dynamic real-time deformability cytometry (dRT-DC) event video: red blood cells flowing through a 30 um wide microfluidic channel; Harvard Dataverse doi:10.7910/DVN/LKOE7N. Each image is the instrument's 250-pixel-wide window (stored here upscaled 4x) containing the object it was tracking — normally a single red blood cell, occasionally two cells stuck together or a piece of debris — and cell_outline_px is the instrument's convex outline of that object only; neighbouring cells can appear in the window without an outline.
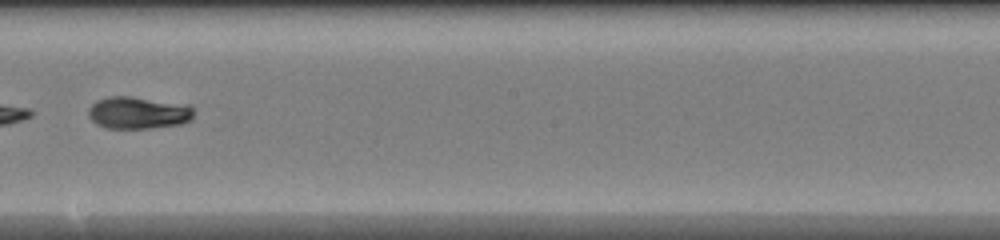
{"species": "common noctule bat (a hibernating species)", "species_latin": "Nyctalus noctula", "temperature_condition": "warm", "stored_images_in_passage": 30, "camera_frame_rate_fps": 3000, "um_per_image_px": 0.085, "animal": {"sex": "female", "body_mass_g": 20.0, "forearm_length_mm": 54.0}, "frame": {"image": 1, "passage_image": 13, "time_ms": 4.0, "image_size_px": [1000, 240], "cell_outline_px": [[192, 120], [180, 124], [148, 128], [104, 128], [96, 124], [88, 116], [88, 108], [96, 100], [108, 96], [128, 96], [192, 104]], "centroid_in_image_um": [11.74, 9.57], "position_along_channel_um": 236.5, "area_um2": 20.0}}
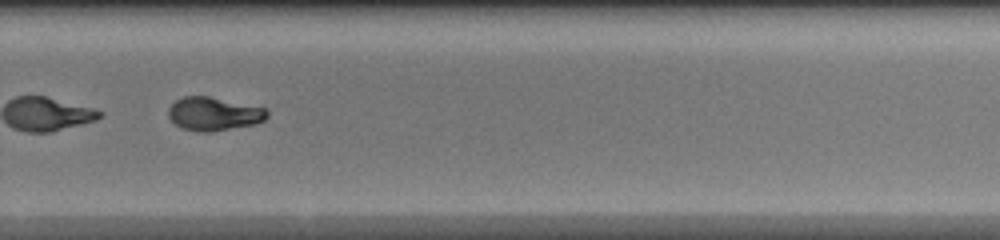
{"frame": {"image": 2, "passage_image": 18, "time_ms": 5.667, "image_size_px": [1000, 240], "cell_outline_px": [[268, 116], [264, 120], [252, 124], [212, 132], [196, 132], [180, 128], [168, 116], [168, 108], [176, 100], [184, 96], [208, 96], [268, 108]], "centroid_in_image_um": [18.16, 9.68], "position_along_channel_um": 311.6, "area_um2": 19.31}}